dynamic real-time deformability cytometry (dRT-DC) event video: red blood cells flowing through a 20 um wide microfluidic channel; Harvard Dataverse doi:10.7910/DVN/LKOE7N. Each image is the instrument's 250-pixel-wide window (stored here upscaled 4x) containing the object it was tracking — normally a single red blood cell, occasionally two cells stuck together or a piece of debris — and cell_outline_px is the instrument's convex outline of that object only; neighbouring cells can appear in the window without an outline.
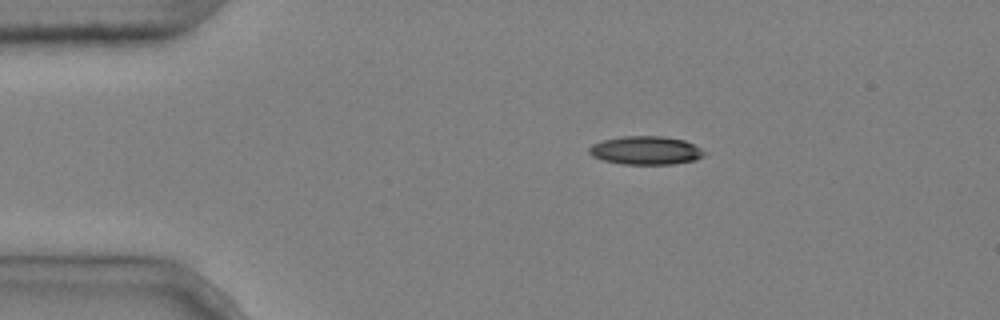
{"species": "common noctule bat (a hibernating species)", "species_latin": "Nyctalus noctula", "temperature_condition": "cold", "stored_images_in_passage": 2, "camera_frame_rate_fps": 3000, "um_per_image_px": 0.085, "animal": {"sex": "male", "body_mass_g": 20.4}, "frame": {"image": 1, "passage_image": 1, "time_ms": 0.0, "image_size_px": [1000, 320], "cell_outline_px": [[708, 152], [704, 156], [696, 160], [672, 164], [620, 164], [604, 160], [592, 156], [588, 152], [588, 148], [592, 144], [604, 140], [620, 136], [664, 136], [684, 140]], "centroid_in_image_um": [54.9, 12.78], "position_along_channel_um": 30.1, "area_um2": 19.19}}